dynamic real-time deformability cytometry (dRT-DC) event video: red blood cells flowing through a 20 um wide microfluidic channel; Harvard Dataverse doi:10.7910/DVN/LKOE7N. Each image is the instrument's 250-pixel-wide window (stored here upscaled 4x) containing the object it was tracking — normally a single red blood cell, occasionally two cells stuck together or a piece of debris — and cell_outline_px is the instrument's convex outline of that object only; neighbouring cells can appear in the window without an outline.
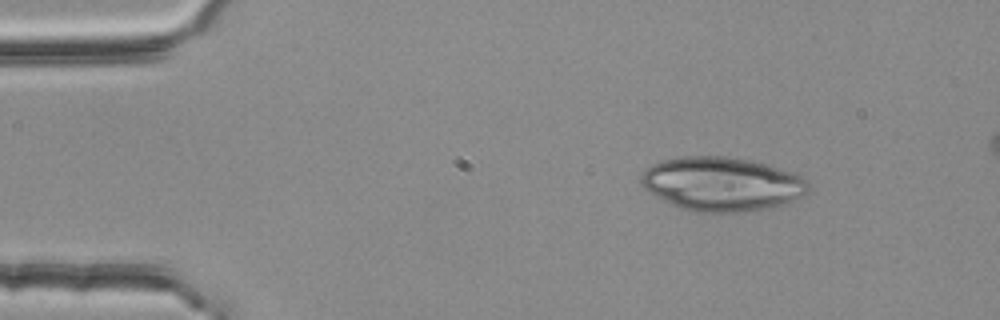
{"species": "common noctule bat (a hibernating species)", "species_latin": "Nyctalus noctula", "temperature_condition": "room temperature", "stored_images_in_passage": 15, "camera_frame_rate_fps": 3000, "um_per_image_px": 0.085, "animal": {"sex": "female", "body_mass_g": 25.1}, "frame": {"image": 1, "passage_image": 5, "time_ms": 1.333, "image_size_px": [1000, 320], "cell_outline_px": [[812, 188], [808, 192], [788, 204], [772, 208], [740, 212], [692, 212], [680, 208], [648, 192], [640, 184], [640, 176], [652, 164], [664, 160], [684, 156], [724, 156], [748, 160], [768, 164], [796, 172], [804, 176], [812, 184]], "centroid_in_image_um": [61.44, 15.65], "position_along_channel_um": 23.6, "area_um2": 53.35}}